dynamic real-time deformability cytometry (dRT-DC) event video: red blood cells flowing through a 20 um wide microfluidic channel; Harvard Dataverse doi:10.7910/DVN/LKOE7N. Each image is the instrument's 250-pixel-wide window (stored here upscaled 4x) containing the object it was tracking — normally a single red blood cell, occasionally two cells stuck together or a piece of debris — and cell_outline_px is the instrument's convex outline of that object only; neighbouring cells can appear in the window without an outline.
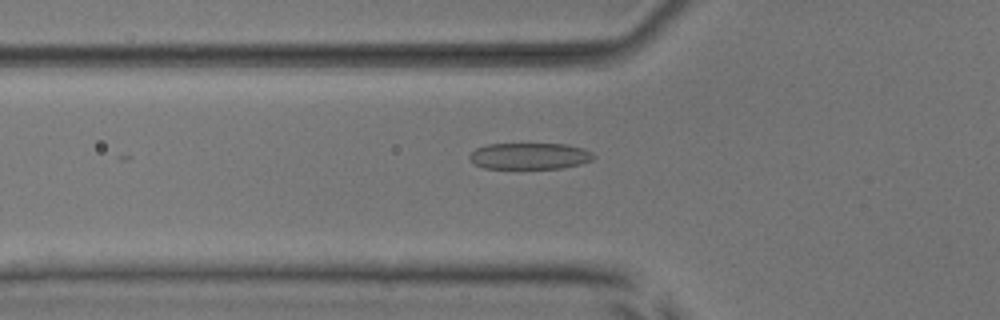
{"species": "common noctule bat (a hibernating species)", "species_latin": "Nyctalus noctula", "temperature_condition": "room temperature", "stored_images_in_passage": 23, "camera_frame_rate_fps": 3000, "um_per_image_px": 0.085, "animal": {"sex": "male", "body_mass_g": 17.9, "forearm_length_mm": 54.2}, "frame": {"image": 1, "passage_image": 19, "time_ms": 6.0, "image_size_px": [1000, 320], "cell_outline_px": [[596, 156], [592, 160], [580, 164], [560, 168], [484, 168], [476, 164], [468, 156], [476, 148], [488, 144], [568, 144], [584, 148], [592, 152]], "centroid_in_image_um": [45.06, 13.25], "position_along_channel_um": 80.7, "area_um2": 19.02}}